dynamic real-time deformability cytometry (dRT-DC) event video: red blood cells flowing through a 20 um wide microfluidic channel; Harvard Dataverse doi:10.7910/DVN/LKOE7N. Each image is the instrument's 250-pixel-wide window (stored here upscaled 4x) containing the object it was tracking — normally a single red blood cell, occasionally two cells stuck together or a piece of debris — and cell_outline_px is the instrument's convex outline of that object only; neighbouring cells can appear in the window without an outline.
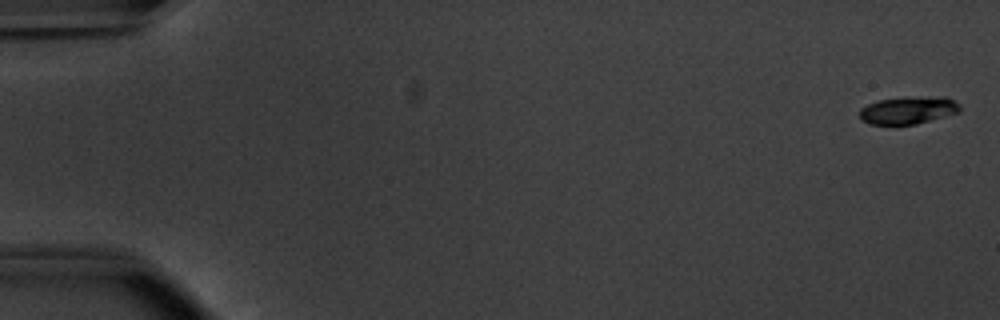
{"species": "common noctule bat (a hibernating species)", "species_latin": "Nyctalus noctula", "temperature_condition": "warm", "stored_images_in_passage": 53, "camera_frame_rate_fps": 3000, "um_per_image_px": 0.085, "animal": {"sex": "male", "body_mass_g": 20.1, "forearm_length_mm": 53.5}, "frame": {"image": 1, "passage_image": 1, "time_ms": 0.0, "image_size_px": [1000, 320], "cell_outline_px": [[960, 112], [916, 124], [868, 124], [860, 120], [860, 108], [868, 104], [880, 100], [944, 96], [960, 104]], "centroid_in_image_um": [77.19, 9.39], "position_along_channel_um": 7.8, "area_um2": 15.72}}
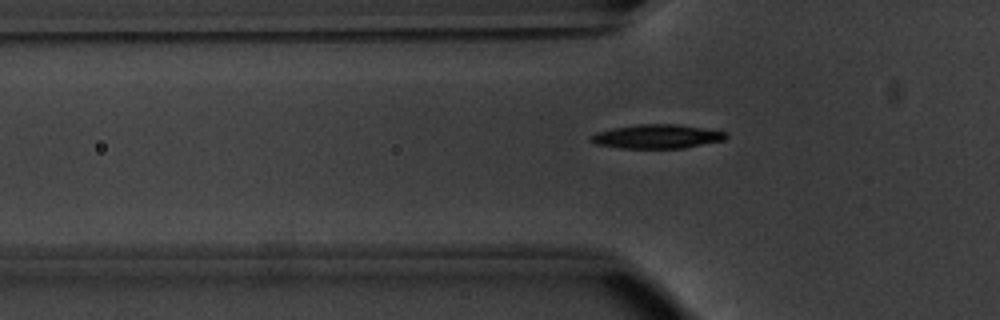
{"frame": {"image": 2, "passage_image": 18, "time_ms": 5.667, "image_size_px": [1000, 320], "cell_outline_px": [[728, 136], [724, 140], [684, 148], [620, 148], [596, 144], [588, 140], [588, 136], [596, 132], [612, 128], [640, 124], [676, 124], [704, 128], [728, 132]], "centroid_in_image_um": [55.82, 11.6], "position_along_channel_um": 70.0, "area_um2": 19.02}}
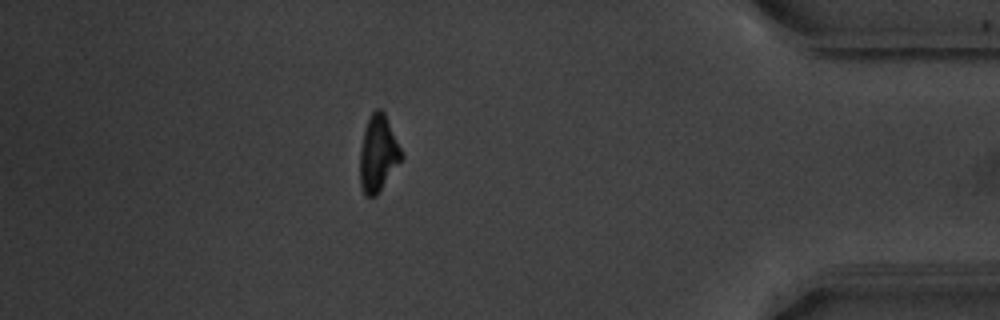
{"frame": {"image": 3, "passage_image": 47, "time_ms": 15.333, "image_size_px": [1000, 320], "cell_outline_px": [[404, 156], [376, 196], [364, 196], [360, 184], [360, 152], [364, 128], [368, 116], [376, 108], [380, 108], [384, 112]], "centroid_in_image_um": [32.12, 13.04], "position_along_channel_um": 403.1, "area_um2": 18.38}, "authors_computed_cell_mechanics": {"area_um2": 18.1492, "velocity_mm_per_s": 3.8381, "shape_relaxation_time_tau1_ms": 2.3005, "shape_relaxation_time_tau2_ms": 5.8282, "deformation_change_tau1": 0.1587, "deformation_change_tau2": 0.1122}}